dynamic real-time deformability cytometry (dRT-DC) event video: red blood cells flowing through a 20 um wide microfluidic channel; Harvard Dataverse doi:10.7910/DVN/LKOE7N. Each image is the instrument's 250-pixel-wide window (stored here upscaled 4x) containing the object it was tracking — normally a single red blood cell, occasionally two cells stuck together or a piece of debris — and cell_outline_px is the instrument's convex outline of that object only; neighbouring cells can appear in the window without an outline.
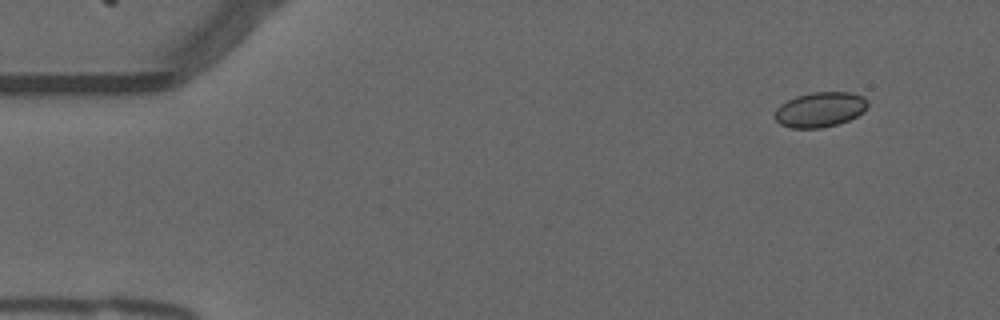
{"species": "common noctule bat (a hibernating species)", "species_latin": "Nyctalus noctula", "temperature_condition": "warm", "stored_images_in_passage": 6, "camera_frame_rate_fps": 3000, "um_per_image_px": 0.085, "animal": {"sex": "male", "forearm_length_mm": 52.5}, "frame": {"image": 1, "passage_image": 1, "time_ms": 0.0, "image_size_px": [1000, 320], "cell_outline_px": [[868, 108], [864, 112], [840, 124], [820, 128], [792, 128], [780, 124], [776, 120], [776, 108], [780, 104], [796, 96], [812, 92], [852, 92], [864, 96], [868, 100]], "centroid_in_image_um": [69.75, 9.31], "position_along_channel_um": 15.3, "area_um2": 19.13}}